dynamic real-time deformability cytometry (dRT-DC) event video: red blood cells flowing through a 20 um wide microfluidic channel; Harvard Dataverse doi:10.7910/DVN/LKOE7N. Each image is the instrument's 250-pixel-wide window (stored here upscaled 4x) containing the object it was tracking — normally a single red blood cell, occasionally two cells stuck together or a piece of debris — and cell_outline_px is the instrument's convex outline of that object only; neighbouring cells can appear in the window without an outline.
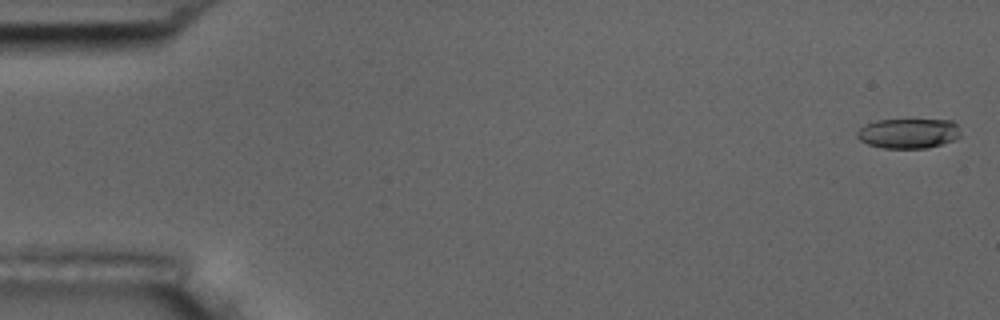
{"species": "common noctule bat (a hibernating species)", "species_latin": "Nyctalus noctula", "temperature_condition": "room temperature", "stored_images_in_passage": 8, "camera_frame_rate_fps": 3000, "um_per_image_px": 0.085, "animal": {"sex": "male", "body_mass_g": 17.5, "forearm_length_mm": 52.3}, "frame": {"image": 1, "passage_image": 1, "time_ms": 0.0, "image_size_px": [1000, 320], "cell_outline_px": [[960, 136], [956, 140], [928, 148], [884, 148], [868, 144], [860, 140], [856, 136], [856, 132], [864, 124], [876, 120], [952, 120], [956, 124], [960, 132]], "centroid_in_image_um": [77.21, 11.34], "position_along_channel_um": 7.8, "area_um2": 18.15}}
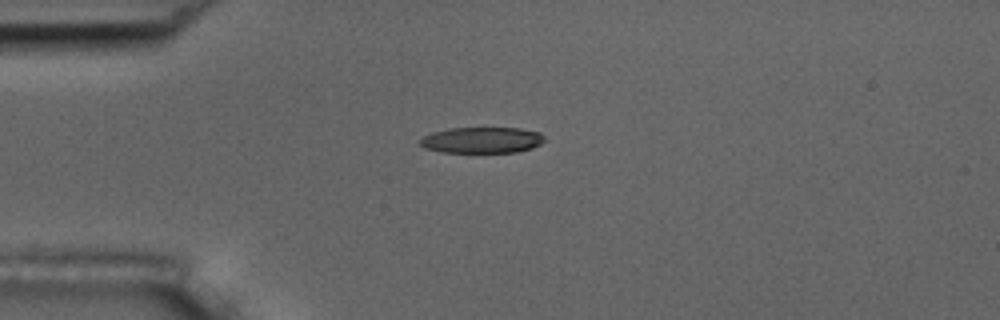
{"frame": {"image": 2, "passage_image": 4, "time_ms": 4.333, "image_size_px": [1000, 320], "cell_outline_px": [[544, 140], [540, 144], [532, 148], [516, 152], [444, 152], [424, 148], [420, 144], [420, 140], [424, 136], [432, 132], [448, 128], [520, 128], [540, 132], [544, 136]], "centroid_in_image_um": [40.97, 11.9], "position_along_channel_um": 44.0, "area_um2": 18.84}}
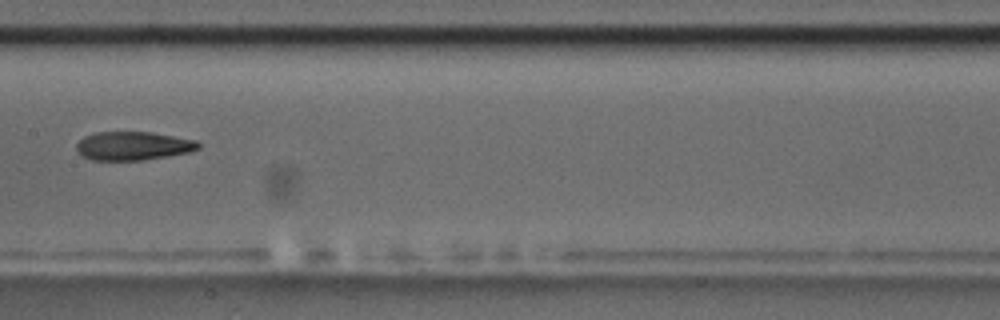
{"frame": {"image": 3, "passage_image": 8, "time_ms": 9.0, "image_size_px": [1000, 320], "cell_outline_px": [[200, 148], [188, 152], [168, 156], [144, 160], [92, 160], [80, 156], [76, 152], [76, 144], [84, 136], [96, 132], [152, 132], [196, 140], [200, 144]], "centroid_in_image_um": [11.28, 12.4], "position_along_channel_um": 196.1, "area_um2": 20.46}}